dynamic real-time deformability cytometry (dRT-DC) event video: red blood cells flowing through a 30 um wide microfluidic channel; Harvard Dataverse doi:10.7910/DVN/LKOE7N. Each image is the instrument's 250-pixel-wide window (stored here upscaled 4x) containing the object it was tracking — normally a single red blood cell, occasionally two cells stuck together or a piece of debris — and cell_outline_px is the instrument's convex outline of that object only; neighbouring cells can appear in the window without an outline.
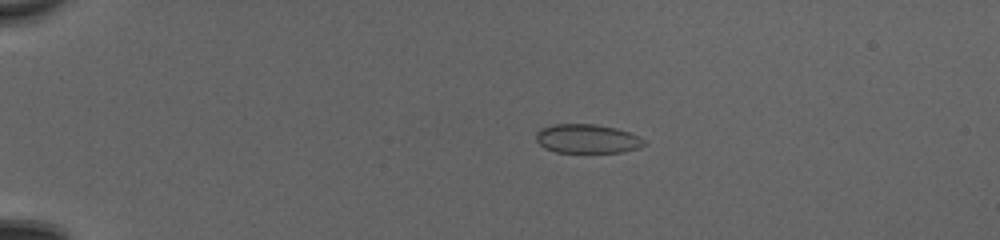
{"species": "common noctule bat (a hibernating species)", "species_latin": "Nyctalus noctula", "temperature_condition": "cold", "stored_images_in_passage": 52, "camera_frame_rate_fps": 3000, "um_per_image_px": 0.085, "animal": {"sex": "female", "body_mass_g": 20.0, "forearm_length_mm": 54.0}, "frame": {"image": 1, "passage_image": 13, "time_ms": 4.0, "image_size_px": [1000, 240], "cell_outline_px": [[644, 144], [640, 148], [624, 152], [556, 152], [544, 148], [536, 140], [536, 132], [540, 128], [552, 124], [596, 124], [616, 128], [628, 132], [644, 140]], "centroid_in_image_um": [49.87, 11.79], "position_along_channel_um": 35.1, "area_um2": 18.26}}
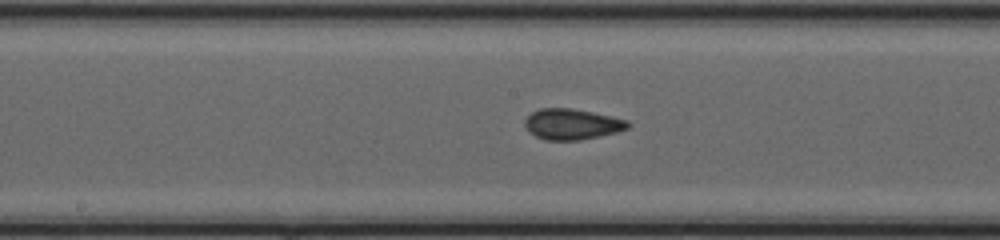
{"frame": {"image": 2, "passage_image": 30, "time_ms": 9.667, "image_size_px": [1000, 240], "cell_outline_px": [[632, 124], [628, 128], [616, 132], [600, 136], [580, 140], [544, 140], [528, 132], [524, 124], [524, 120], [532, 112], [540, 108], [572, 108], [592, 112], [628, 120]], "centroid_in_image_um": [48.61, 10.56], "position_along_channel_um": 199.6, "area_um2": 18.55}}
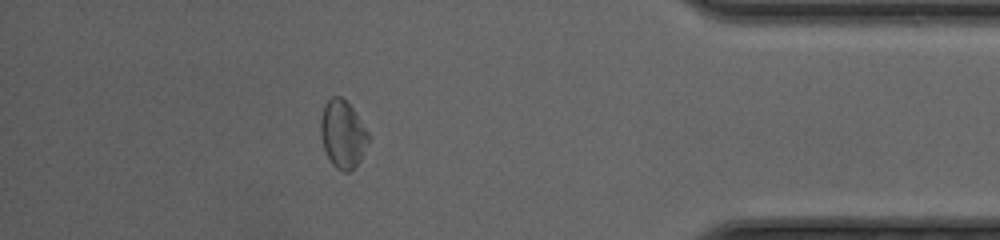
{"frame": {"image": 3, "passage_image": 47, "time_ms": 15.333, "image_size_px": [1000, 240], "cell_outline_px": [[368, 140], [360, 160], [348, 172], [344, 172], [336, 168], [332, 164], [324, 148], [320, 136], [320, 120], [324, 104], [332, 96], [340, 96], [352, 108], [368, 132]], "centroid_in_image_um": [29.1, 11.39], "position_along_channel_um": 406.1, "area_um2": 18.5}, "authors_computed_cell_mechanics": {"area_um2": 18.4093, "velocity_mm_per_s": 4.1843, "shape_relaxation_time_tau1_ms": 4.3581, "shape_relaxation_time_tau2_ms": 1.9574, "deformation_change_tau1": 0.0746, "deformation_change_tau2": 0.0641}}